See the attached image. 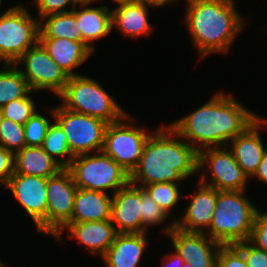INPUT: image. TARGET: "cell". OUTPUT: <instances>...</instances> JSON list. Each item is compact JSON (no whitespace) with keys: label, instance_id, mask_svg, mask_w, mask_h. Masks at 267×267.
I'll return each mask as SVG.
<instances>
[{"label":"cell","instance_id":"obj_34","mask_svg":"<svg viewBox=\"0 0 267 267\" xmlns=\"http://www.w3.org/2000/svg\"><path fill=\"white\" fill-rule=\"evenodd\" d=\"M249 242L267 252V212L256 211Z\"/></svg>","mask_w":267,"mask_h":267},{"label":"cell","instance_id":"obj_45","mask_svg":"<svg viewBox=\"0 0 267 267\" xmlns=\"http://www.w3.org/2000/svg\"><path fill=\"white\" fill-rule=\"evenodd\" d=\"M3 262L0 260V267H7L6 264H2Z\"/></svg>","mask_w":267,"mask_h":267},{"label":"cell","instance_id":"obj_9","mask_svg":"<svg viewBox=\"0 0 267 267\" xmlns=\"http://www.w3.org/2000/svg\"><path fill=\"white\" fill-rule=\"evenodd\" d=\"M124 119L128 121L132 117L127 114L121 120L107 125L102 152L130 175L138 166L144 145L151 134L140 127L131 126Z\"/></svg>","mask_w":267,"mask_h":267},{"label":"cell","instance_id":"obj_8","mask_svg":"<svg viewBox=\"0 0 267 267\" xmlns=\"http://www.w3.org/2000/svg\"><path fill=\"white\" fill-rule=\"evenodd\" d=\"M50 114L64 130L74 156L102 151L107 122L70 111L62 105L51 109Z\"/></svg>","mask_w":267,"mask_h":267},{"label":"cell","instance_id":"obj_33","mask_svg":"<svg viewBox=\"0 0 267 267\" xmlns=\"http://www.w3.org/2000/svg\"><path fill=\"white\" fill-rule=\"evenodd\" d=\"M242 254L247 267H267V252L255 247L249 241L233 244Z\"/></svg>","mask_w":267,"mask_h":267},{"label":"cell","instance_id":"obj_43","mask_svg":"<svg viewBox=\"0 0 267 267\" xmlns=\"http://www.w3.org/2000/svg\"><path fill=\"white\" fill-rule=\"evenodd\" d=\"M181 267H191L189 262H184Z\"/></svg>","mask_w":267,"mask_h":267},{"label":"cell","instance_id":"obj_6","mask_svg":"<svg viewBox=\"0 0 267 267\" xmlns=\"http://www.w3.org/2000/svg\"><path fill=\"white\" fill-rule=\"evenodd\" d=\"M75 156L68 166L78 188L113 194L130 182V175L102 151Z\"/></svg>","mask_w":267,"mask_h":267},{"label":"cell","instance_id":"obj_22","mask_svg":"<svg viewBox=\"0 0 267 267\" xmlns=\"http://www.w3.org/2000/svg\"><path fill=\"white\" fill-rule=\"evenodd\" d=\"M64 169L41 146H25L14 153V174L49 178Z\"/></svg>","mask_w":267,"mask_h":267},{"label":"cell","instance_id":"obj_27","mask_svg":"<svg viewBox=\"0 0 267 267\" xmlns=\"http://www.w3.org/2000/svg\"><path fill=\"white\" fill-rule=\"evenodd\" d=\"M41 147L51 158L57 161L63 168H68L71 161L75 157L71 153L64 130L56 121L48 128L47 134ZM60 156L63 158L58 160L57 157Z\"/></svg>","mask_w":267,"mask_h":267},{"label":"cell","instance_id":"obj_35","mask_svg":"<svg viewBox=\"0 0 267 267\" xmlns=\"http://www.w3.org/2000/svg\"><path fill=\"white\" fill-rule=\"evenodd\" d=\"M217 267H247L243 254L234 245H222L217 257Z\"/></svg>","mask_w":267,"mask_h":267},{"label":"cell","instance_id":"obj_13","mask_svg":"<svg viewBox=\"0 0 267 267\" xmlns=\"http://www.w3.org/2000/svg\"><path fill=\"white\" fill-rule=\"evenodd\" d=\"M172 241L175 252L191 267H217L221 243L203 232H187L175 227V221L164 229Z\"/></svg>","mask_w":267,"mask_h":267},{"label":"cell","instance_id":"obj_23","mask_svg":"<svg viewBox=\"0 0 267 267\" xmlns=\"http://www.w3.org/2000/svg\"><path fill=\"white\" fill-rule=\"evenodd\" d=\"M147 6L158 7L147 2L121 5L111 11V25L118 27L125 36L139 37L149 34L151 25L147 19Z\"/></svg>","mask_w":267,"mask_h":267},{"label":"cell","instance_id":"obj_16","mask_svg":"<svg viewBox=\"0 0 267 267\" xmlns=\"http://www.w3.org/2000/svg\"><path fill=\"white\" fill-rule=\"evenodd\" d=\"M196 194L190 195L191 201L184 216L175 220V227L187 232H203L210 227L215 211L218 190L199 181Z\"/></svg>","mask_w":267,"mask_h":267},{"label":"cell","instance_id":"obj_39","mask_svg":"<svg viewBox=\"0 0 267 267\" xmlns=\"http://www.w3.org/2000/svg\"><path fill=\"white\" fill-rule=\"evenodd\" d=\"M169 255H170V256H168L169 260L167 261L166 264H164V265H166V267L167 266H169V267H181L182 266L184 261L177 252L169 254Z\"/></svg>","mask_w":267,"mask_h":267},{"label":"cell","instance_id":"obj_15","mask_svg":"<svg viewBox=\"0 0 267 267\" xmlns=\"http://www.w3.org/2000/svg\"><path fill=\"white\" fill-rule=\"evenodd\" d=\"M112 198L110 220L118 233H145L147 230L141 221L140 186L129 182Z\"/></svg>","mask_w":267,"mask_h":267},{"label":"cell","instance_id":"obj_24","mask_svg":"<svg viewBox=\"0 0 267 267\" xmlns=\"http://www.w3.org/2000/svg\"><path fill=\"white\" fill-rule=\"evenodd\" d=\"M76 7L72 8V12L77 18L82 42L93 51L91 42L108 35L112 30L111 11L108 6L97 8L83 6L82 10H76Z\"/></svg>","mask_w":267,"mask_h":267},{"label":"cell","instance_id":"obj_11","mask_svg":"<svg viewBox=\"0 0 267 267\" xmlns=\"http://www.w3.org/2000/svg\"><path fill=\"white\" fill-rule=\"evenodd\" d=\"M24 63V70H20L27 80L31 90L40 91L51 89L59 95L69 81L67 73L49 56L48 52L38 41L34 46L22 54L14 65Z\"/></svg>","mask_w":267,"mask_h":267},{"label":"cell","instance_id":"obj_14","mask_svg":"<svg viewBox=\"0 0 267 267\" xmlns=\"http://www.w3.org/2000/svg\"><path fill=\"white\" fill-rule=\"evenodd\" d=\"M48 178L13 174L5 185L25 209L40 232L47 234Z\"/></svg>","mask_w":267,"mask_h":267},{"label":"cell","instance_id":"obj_2","mask_svg":"<svg viewBox=\"0 0 267 267\" xmlns=\"http://www.w3.org/2000/svg\"><path fill=\"white\" fill-rule=\"evenodd\" d=\"M153 134V135H152ZM147 139L130 183L143 185L183 181L198 170V152L187 142L176 140L170 126L159 127Z\"/></svg>","mask_w":267,"mask_h":267},{"label":"cell","instance_id":"obj_37","mask_svg":"<svg viewBox=\"0 0 267 267\" xmlns=\"http://www.w3.org/2000/svg\"><path fill=\"white\" fill-rule=\"evenodd\" d=\"M14 174V153L0 146V182L6 185Z\"/></svg>","mask_w":267,"mask_h":267},{"label":"cell","instance_id":"obj_41","mask_svg":"<svg viewBox=\"0 0 267 267\" xmlns=\"http://www.w3.org/2000/svg\"><path fill=\"white\" fill-rule=\"evenodd\" d=\"M113 1L118 3L119 6L128 5V4H135V3L141 2L140 0H113Z\"/></svg>","mask_w":267,"mask_h":267},{"label":"cell","instance_id":"obj_7","mask_svg":"<svg viewBox=\"0 0 267 267\" xmlns=\"http://www.w3.org/2000/svg\"><path fill=\"white\" fill-rule=\"evenodd\" d=\"M40 21L23 5L10 7L0 15V60L14 62L39 41Z\"/></svg>","mask_w":267,"mask_h":267},{"label":"cell","instance_id":"obj_26","mask_svg":"<svg viewBox=\"0 0 267 267\" xmlns=\"http://www.w3.org/2000/svg\"><path fill=\"white\" fill-rule=\"evenodd\" d=\"M32 93L27 80L14 64H3L0 70V107Z\"/></svg>","mask_w":267,"mask_h":267},{"label":"cell","instance_id":"obj_28","mask_svg":"<svg viewBox=\"0 0 267 267\" xmlns=\"http://www.w3.org/2000/svg\"><path fill=\"white\" fill-rule=\"evenodd\" d=\"M152 200L169 216L180 198L178 183L162 182L141 186Z\"/></svg>","mask_w":267,"mask_h":267},{"label":"cell","instance_id":"obj_18","mask_svg":"<svg viewBox=\"0 0 267 267\" xmlns=\"http://www.w3.org/2000/svg\"><path fill=\"white\" fill-rule=\"evenodd\" d=\"M68 229L69 236L78 239V243L87 246L90 253L101 257L114 242L118 231L111 220L91 221L81 223H67L54 237L58 240L64 229Z\"/></svg>","mask_w":267,"mask_h":267},{"label":"cell","instance_id":"obj_19","mask_svg":"<svg viewBox=\"0 0 267 267\" xmlns=\"http://www.w3.org/2000/svg\"><path fill=\"white\" fill-rule=\"evenodd\" d=\"M146 233H118L102 256L107 267H138L148 244Z\"/></svg>","mask_w":267,"mask_h":267},{"label":"cell","instance_id":"obj_1","mask_svg":"<svg viewBox=\"0 0 267 267\" xmlns=\"http://www.w3.org/2000/svg\"><path fill=\"white\" fill-rule=\"evenodd\" d=\"M258 118L231 95L218 93L169 126L177 134L176 138L188 139V144L199 152L219 145L227 146L229 140L243 133Z\"/></svg>","mask_w":267,"mask_h":267},{"label":"cell","instance_id":"obj_10","mask_svg":"<svg viewBox=\"0 0 267 267\" xmlns=\"http://www.w3.org/2000/svg\"><path fill=\"white\" fill-rule=\"evenodd\" d=\"M209 166L211 181H205V172L202 173L200 182L216 188L218 191H245L248 179L245 172L235 160L232 151L226 146L210 147L198 152V170L204 165Z\"/></svg>","mask_w":267,"mask_h":267},{"label":"cell","instance_id":"obj_17","mask_svg":"<svg viewBox=\"0 0 267 267\" xmlns=\"http://www.w3.org/2000/svg\"><path fill=\"white\" fill-rule=\"evenodd\" d=\"M266 122L265 119L259 117L243 133L235 137L231 141L232 144L227 145V147L231 145V148L228 149L232 151L238 165L250 178L257 171L267 151L259 133V130L263 127L262 123L265 124Z\"/></svg>","mask_w":267,"mask_h":267},{"label":"cell","instance_id":"obj_31","mask_svg":"<svg viewBox=\"0 0 267 267\" xmlns=\"http://www.w3.org/2000/svg\"><path fill=\"white\" fill-rule=\"evenodd\" d=\"M1 109L4 118L10 119L21 125H24L36 112L33 99L28 95L25 98H20L7 103Z\"/></svg>","mask_w":267,"mask_h":267},{"label":"cell","instance_id":"obj_30","mask_svg":"<svg viewBox=\"0 0 267 267\" xmlns=\"http://www.w3.org/2000/svg\"><path fill=\"white\" fill-rule=\"evenodd\" d=\"M51 123L37 111L25 122L26 146H42Z\"/></svg>","mask_w":267,"mask_h":267},{"label":"cell","instance_id":"obj_5","mask_svg":"<svg viewBox=\"0 0 267 267\" xmlns=\"http://www.w3.org/2000/svg\"><path fill=\"white\" fill-rule=\"evenodd\" d=\"M58 96L63 100L61 105L64 108L101 119L108 124L117 122L128 114L96 80L87 76L70 77Z\"/></svg>","mask_w":267,"mask_h":267},{"label":"cell","instance_id":"obj_25","mask_svg":"<svg viewBox=\"0 0 267 267\" xmlns=\"http://www.w3.org/2000/svg\"><path fill=\"white\" fill-rule=\"evenodd\" d=\"M46 19V23H41ZM41 20V21H40ZM39 38H65L82 42L77 18L71 12L52 14L39 19Z\"/></svg>","mask_w":267,"mask_h":267},{"label":"cell","instance_id":"obj_32","mask_svg":"<svg viewBox=\"0 0 267 267\" xmlns=\"http://www.w3.org/2000/svg\"><path fill=\"white\" fill-rule=\"evenodd\" d=\"M141 221L147 230L148 226L158 225L168 218V215L157 205L152 198L140 187Z\"/></svg>","mask_w":267,"mask_h":267},{"label":"cell","instance_id":"obj_29","mask_svg":"<svg viewBox=\"0 0 267 267\" xmlns=\"http://www.w3.org/2000/svg\"><path fill=\"white\" fill-rule=\"evenodd\" d=\"M0 146L16 153L26 146L24 126L4 118L0 124Z\"/></svg>","mask_w":267,"mask_h":267},{"label":"cell","instance_id":"obj_42","mask_svg":"<svg viewBox=\"0 0 267 267\" xmlns=\"http://www.w3.org/2000/svg\"><path fill=\"white\" fill-rule=\"evenodd\" d=\"M94 1H97V0H76V3L77 4H80V7L82 6H89V4L93 3Z\"/></svg>","mask_w":267,"mask_h":267},{"label":"cell","instance_id":"obj_21","mask_svg":"<svg viewBox=\"0 0 267 267\" xmlns=\"http://www.w3.org/2000/svg\"><path fill=\"white\" fill-rule=\"evenodd\" d=\"M112 200L105 192L77 188L68 223L110 220Z\"/></svg>","mask_w":267,"mask_h":267},{"label":"cell","instance_id":"obj_3","mask_svg":"<svg viewBox=\"0 0 267 267\" xmlns=\"http://www.w3.org/2000/svg\"><path fill=\"white\" fill-rule=\"evenodd\" d=\"M233 0H188L184 18L200 55L228 51L244 24Z\"/></svg>","mask_w":267,"mask_h":267},{"label":"cell","instance_id":"obj_20","mask_svg":"<svg viewBox=\"0 0 267 267\" xmlns=\"http://www.w3.org/2000/svg\"><path fill=\"white\" fill-rule=\"evenodd\" d=\"M39 42L69 77L80 75L73 70L84 63L93 52L83 42L65 38H39Z\"/></svg>","mask_w":267,"mask_h":267},{"label":"cell","instance_id":"obj_36","mask_svg":"<svg viewBox=\"0 0 267 267\" xmlns=\"http://www.w3.org/2000/svg\"><path fill=\"white\" fill-rule=\"evenodd\" d=\"M33 2L37 5L40 19L52 14L71 12L72 10L64 9L71 2L73 8L77 6L76 0H34Z\"/></svg>","mask_w":267,"mask_h":267},{"label":"cell","instance_id":"obj_38","mask_svg":"<svg viewBox=\"0 0 267 267\" xmlns=\"http://www.w3.org/2000/svg\"><path fill=\"white\" fill-rule=\"evenodd\" d=\"M254 176L267 184V151L264 154L263 159L253 177Z\"/></svg>","mask_w":267,"mask_h":267},{"label":"cell","instance_id":"obj_4","mask_svg":"<svg viewBox=\"0 0 267 267\" xmlns=\"http://www.w3.org/2000/svg\"><path fill=\"white\" fill-rule=\"evenodd\" d=\"M244 191H219L212 222L206 233L222 245L249 241L257 208Z\"/></svg>","mask_w":267,"mask_h":267},{"label":"cell","instance_id":"obj_40","mask_svg":"<svg viewBox=\"0 0 267 267\" xmlns=\"http://www.w3.org/2000/svg\"><path fill=\"white\" fill-rule=\"evenodd\" d=\"M141 2H147V3H151L154 4L156 6H163L165 4H169L172 2H176L177 0H140Z\"/></svg>","mask_w":267,"mask_h":267},{"label":"cell","instance_id":"obj_44","mask_svg":"<svg viewBox=\"0 0 267 267\" xmlns=\"http://www.w3.org/2000/svg\"><path fill=\"white\" fill-rule=\"evenodd\" d=\"M2 119H3V114H2V109L0 107V124H1Z\"/></svg>","mask_w":267,"mask_h":267},{"label":"cell","instance_id":"obj_12","mask_svg":"<svg viewBox=\"0 0 267 267\" xmlns=\"http://www.w3.org/2000/svg\"><path fill=\"white\" fill-rule=\"evenodd\" d=\"M71 172L64 168L47 182V234L53 237L71 220L77 192Z\"/></svg>","mask_w":267,"mask_h":267}]
</instances>
